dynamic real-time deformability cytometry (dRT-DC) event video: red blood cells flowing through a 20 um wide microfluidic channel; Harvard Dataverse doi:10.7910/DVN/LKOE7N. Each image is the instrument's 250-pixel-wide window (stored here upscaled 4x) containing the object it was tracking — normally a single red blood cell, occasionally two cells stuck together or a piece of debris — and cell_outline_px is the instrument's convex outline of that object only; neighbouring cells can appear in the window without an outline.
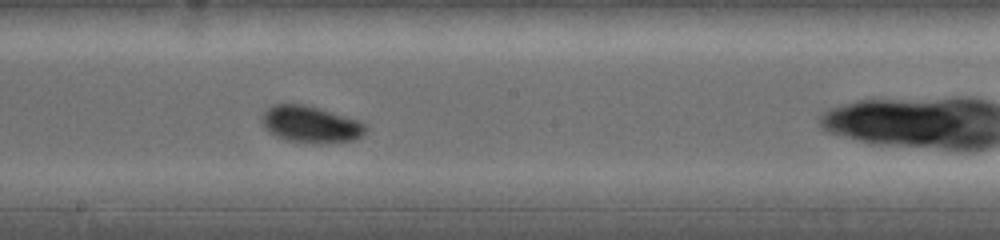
{"species": "common noctule bat (a hibernating species)", "species_latin": "Nyctalus noctula", "temperature_condition": "warm", "stored_images_in_passage": 17, "camera_frame_rate_fps": 5000, "um_per_image_px": 0.085, "animal": {"sex": "female", "body_mass_g": 19.0, "forearm_length_mm": 53.3}, "frame": {"image": 1, "passage_image": 10, "time_ms": 5.0, "image_size_px": [1000, 240], "cell_outline_px": [[368, 128], [356, 140], [316, 144], [284, 140], [268, 132], [260, 120], [260, 116], [272, 104], [304, 104], [320, 108], [368, 124]], "centroid_in_image_um": [26.38, 10.58], "position_along_channel_um": 221.8, "area_um2": 22.43}}
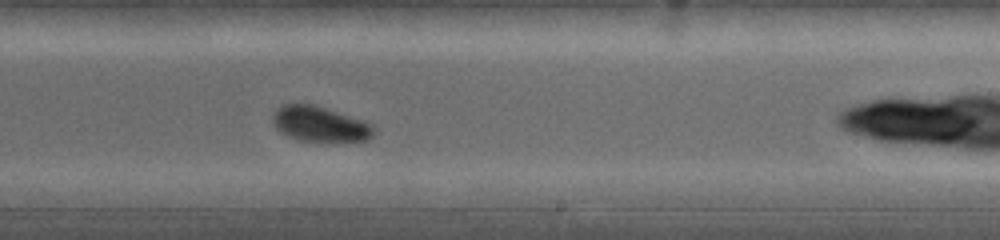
{"frame": {"image": 2, "passage_image": 12, "time_ms": 6.0, "image_size_px": [1000, 240], "cell_outline_px": [[376, 128], [372, 136], [368, 140], [296, 140], [280, 132], [272, 124], [272, 116], [276, 108], [280, 104], [312, 104], [364, 120], [372, 124]], "centroid_in_image_um": [27.15, 10.52], "position_along_channel_um": 261.8, "area_um2": 20.63}}